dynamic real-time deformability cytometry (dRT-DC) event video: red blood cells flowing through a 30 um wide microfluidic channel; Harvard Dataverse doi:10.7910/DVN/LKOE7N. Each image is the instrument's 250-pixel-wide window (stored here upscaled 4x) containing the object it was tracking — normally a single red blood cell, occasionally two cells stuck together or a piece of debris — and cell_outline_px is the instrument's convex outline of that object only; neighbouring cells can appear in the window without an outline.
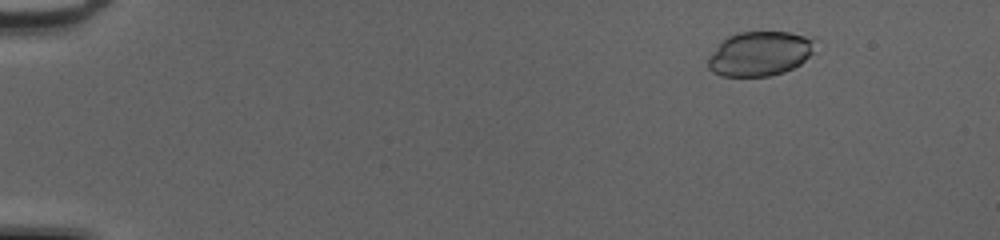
{"species": "common noctule bat (a hibernating species)", "species_latin": "Nyctalus noctula", "temperature_condition": "cold", "stored_images_in_passage": 51, "camera_frame_rate_fps": 3000, "um_per_image_px": 0.085, "animal": {"sex": "female", "body_mass_g": 20.0, "forearm_length_mm": 54.0}, "frame": {"image": 1, "passage_image": 7, "time_ms": 2.0, "image_size_px": [1000, 240], "cell_outline_px": [[816, 36], [812, 52], [800, 64], [784, 72], [768, 76], [720, 76], [712, 72], [708, 68], [708, 56], [728, 36], [736, 32], [788, 32]], "centroid_in_image_um": [64.6, 4.55], "position_along_channel_um": 20.4, "area_um2": 27.86}}
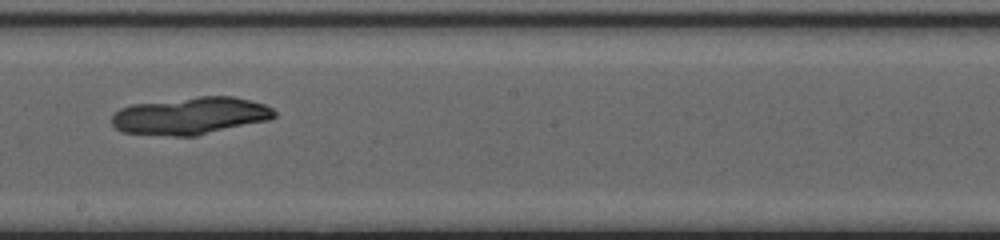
{"frame": {"image": 2, "passage_image": 31, "time_ms": 10.0, "image_size_px": [1000, 240], "cell_outline_px": [[276, 116], [272, 120], [196, 136], [172, 136], [124, 132], [116, 128], [112, 124], [112, 116], [120, 108], [132, 104], [200, 96], [236, 96], [264, 104], [272, 108], [276, 112]], "centroid_in_image_um": [16.25, 9.84], "position_along_channel_um": 232.0, "area_um2": 35.6}}
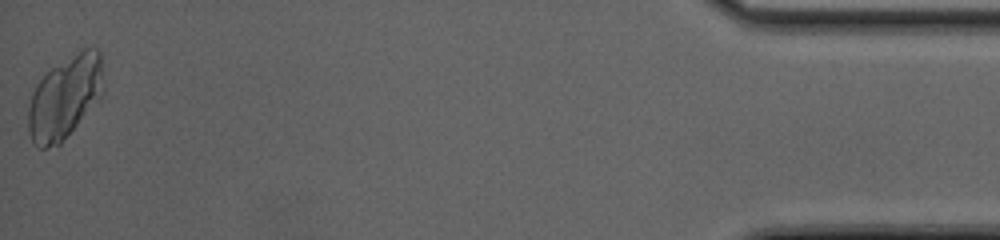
{"frame": {"image": 3, "passage_image": 51, "time_ms": 16.667, "image_size_px": [1000, 240], "cell_outline_px": [[104, 92], [60, 144], [48, 148], [36, 148], [28, 132], [28, 108], [32, 92], [36, 84], [52, 68], [84, 48], [96, 48], [100, 52]], "centroid_in_image_um": [5.49, 8.3], "position_along_channel_um": 429.7, "area_um2": 35.78}}